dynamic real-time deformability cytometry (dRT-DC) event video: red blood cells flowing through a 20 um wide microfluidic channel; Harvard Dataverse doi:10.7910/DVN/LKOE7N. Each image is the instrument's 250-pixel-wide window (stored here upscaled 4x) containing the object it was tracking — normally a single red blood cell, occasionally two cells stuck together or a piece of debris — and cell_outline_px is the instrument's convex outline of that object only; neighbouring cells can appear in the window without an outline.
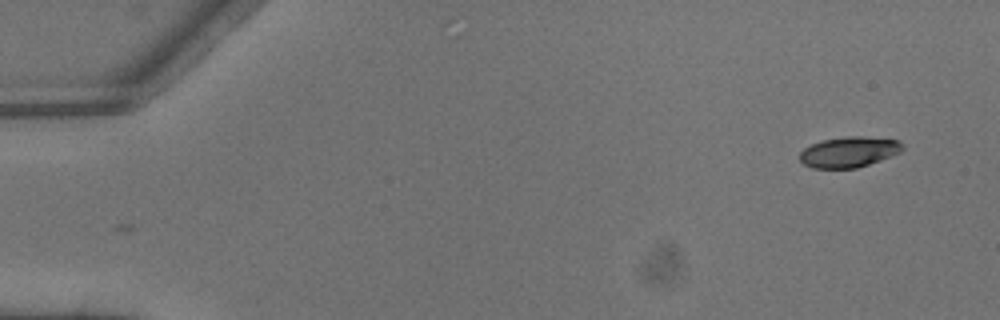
{"species": "common noctule bat (a hibernating species)", "species_latin": "Nyctalus noctula", "temperature_condition": "warm", "stored_images_in_passage": 2, "camera_frame_rate_fps": 3000, "um_per_image_px": 0.085, "animal": {"sex": "male", "body_mass_g": 13.3}, "frame": {"image": 1, "passage_image": 2, "time_ms": 0.333, "image_size_px": [1000, 320], "cell_outline_px": [[904, 148], [900, 152], [880, 160], [856, 168], [812, 168], [804, 164], [800, 160], [800, 152], [804, 148], [812, 144], [824, 140], [844, 136], [864, 136], [900, 140], [904, 144]], "centroid_in_image_um": [72.18, 12.91], "position_along_channel_um": 12.8, "area_um2": 18.32}}